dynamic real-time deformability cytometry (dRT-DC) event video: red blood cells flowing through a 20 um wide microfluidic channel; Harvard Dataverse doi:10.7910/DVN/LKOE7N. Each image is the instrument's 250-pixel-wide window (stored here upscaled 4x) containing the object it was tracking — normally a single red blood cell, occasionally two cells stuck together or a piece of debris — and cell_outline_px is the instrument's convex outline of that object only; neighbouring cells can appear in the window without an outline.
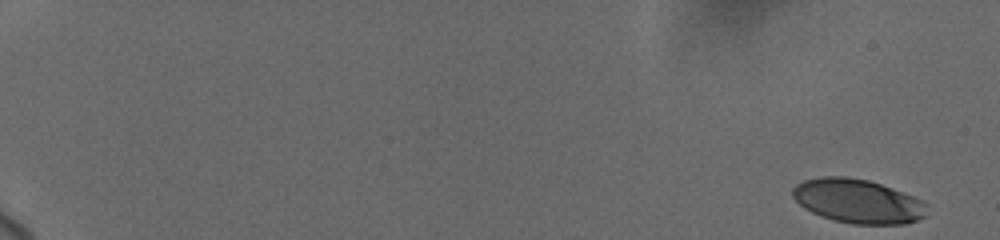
{"species": "human", "species_latin": "Homo sapiens", "temperature_condition": "cold", "stored_images_in_passage": 60, "camera_frame_rate_fps": 3000, "um_per_image_px": 0.085, "donor": {"sex": "female"}, "frame": {"image": 1, "passage_image": 1, "time_ms": 0.0, "image_size_px": [1000, 240], "cell_outline_px": [[928, 204], [924, 216], [916, 220], [904, 224], [852, 224], [832, 220], [820, 216], [804, 208], [792, 196], [792, 188], [796, 184], [804, 180], [820, 176], [844, 176], [868, 180], [892, 188], [924, 200]], "centroid_in_image_um": [72.9, 17.09], "position_along_channel_um": 12.1, "area_um2": 34.62}}
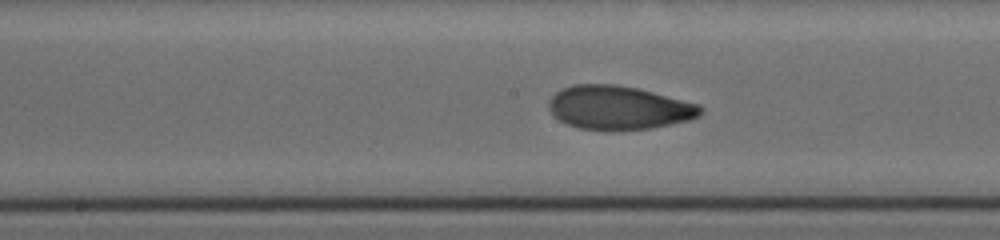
{"frame": {"image": 2, "passage_image": 32, "time_ms": 10.667, "image_size_px": [1000, 240], "cell_outline_px": [[704, 112], [700, 116], [692, 120], [652, 128], [612, 132], [580, 128], [568, 124], [560, 120], [548, 108], [548, 100], [556, 92], [572, 84], [616, 84], [636, 88], [700, 104], [704, 108]], "centroid_in_image_um": [52.63, 9.17], "position_along_channel_um": 195.6, "area_um2": 39.13}}
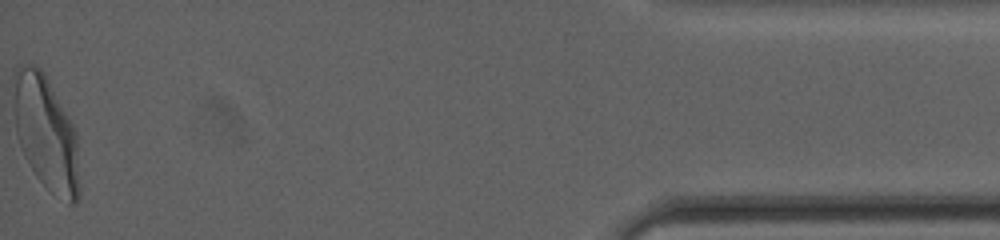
{"frame": {"image": 3, "passage_image": 60, "time_ms": 19.0, "image_size_px": [1000, 240], "cell_outline_px": [[80, 196], [72, 204], [68, 204], [52, 192], [36, 176], [24, 156], [16, 132], [12, 76], [12, 72], [20, 64], [36, 64], [44, 72], [72, 124], [76, 132], [80, 184]], "centroid_in_image_um": [3.9, 11.28], "position_along_channel_um": 431.3, "area_um2": 43.99}, "authors_computed_cell_mechanics": {"area_um2": 37.4544, "velocity_mm_per_s": 3.6828, "shape_relaxation_time_tau1_ms": 6.9952, "shape_relaxation_time_tau2_ms": 1.2516, "deformation_change_tau1": 0.2078, "deformation_change_tau2": 0.0674}}